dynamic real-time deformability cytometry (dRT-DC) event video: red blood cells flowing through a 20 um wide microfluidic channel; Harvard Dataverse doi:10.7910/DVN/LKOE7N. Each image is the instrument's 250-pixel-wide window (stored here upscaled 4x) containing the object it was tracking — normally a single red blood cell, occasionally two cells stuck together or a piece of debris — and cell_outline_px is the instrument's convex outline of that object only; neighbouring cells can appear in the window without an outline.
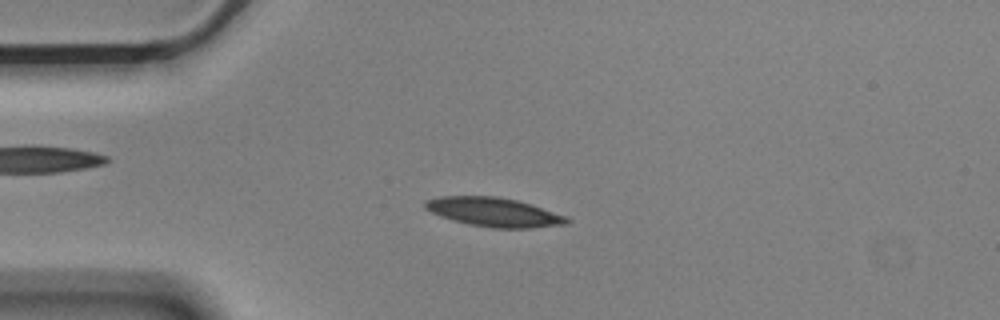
{"species": "Egyptian fruit bat (a non-hibernating species)", "species_latin": "Rousettus aegyptiacus", "temperature_condition": "cold", "stored_images_in_passage": 55, "camera_frame_rate_fps": 3000, "um_per_image_px": 0.085, "animal": {"sex": "male"}, "frame": {"image": 1, "passage_image": 13, "time_ms": 4.0, "image_size_px": [1000, 320], "cell_outline_px": [[572, 220], [568, 224], [532, 228], [492, 228], [468, 224], [440, 216], [424, 208], [424, 200], [440, 196], [496, 196], [516, 200], [568, 216]], "centroid_in_image_um": [42.0, 18.03], "position_along_channel_um": 43.0, "area_um2": 24.04}}
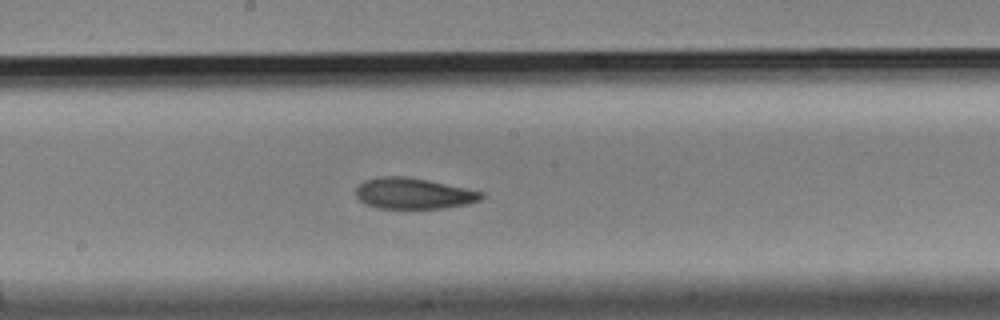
{"frame": {"image": 2, "passage_image": 29, "time_ms": 9.333, "image_size_px": [1000, 320], "cell_outline_px": [[484, 196], [480, 200], [468, 204], [444, 208], [376, 208], [364, 204], [356, 196], [356, 188], [364, 180], [380, 176], [408, 176], [428, 180], [484, 192]], "centroid_in_image_um": [35.13, 16.44], "position_along_channel_um": 213.1, "area_um2": 22.77}}
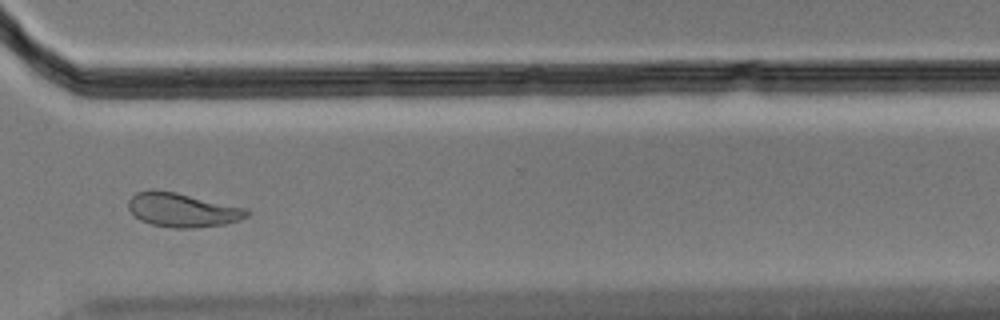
{"frame": {"image": 3, "passage_image": 41, "time_ms": 13.333, "image_size_px": [1000, 320], "cell_outline_px": [[252, 212], [248, 216], [240, 220], [224, 224], [196, 228], [172, 228], [152, 224], [140, 220], [128, 208], [128, 200], [136, 192], [152, 188], [156, 188], [176, 192], [248, 208]], "centroid_in_image_um": [15.53, 17.83], "position_along_channel_um": 355.1, "area_um2": 23.87}, "authors_computed_cell_mechanics": {"area_um2": 23.12, "velocity_mm_per_s": 3.5518, "shape_relaxation_time_tau1_ms": 6.5626, "shape_relaxation_time_tau2_ms": 5.7848, "deformation_change_tau1": 0.154, "deformation_change_tau2": 0.1197}}